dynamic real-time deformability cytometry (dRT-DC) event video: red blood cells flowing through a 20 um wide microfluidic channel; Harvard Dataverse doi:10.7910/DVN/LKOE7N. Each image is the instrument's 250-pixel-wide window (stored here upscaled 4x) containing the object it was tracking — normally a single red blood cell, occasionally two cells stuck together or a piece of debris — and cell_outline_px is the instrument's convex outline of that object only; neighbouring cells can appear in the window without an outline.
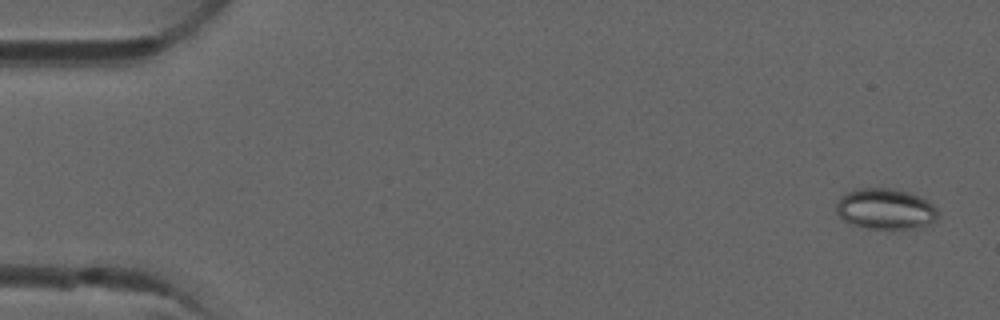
{"species": "common noctule bat (a hibernating species)", "species_latin": "Nyctalus noctula", "temperature_condition": "room temperature", "stored_images_in_passage": 5, "camera_frame_rate_fps": 3000, "um_per_image_px": 0.085, "animal": {"sex": "male", "forearm_length_mm": 52.5}, "frame": {"image": 1, "passage_image": 1, "time_ms": 0.0, "image_size_px": [1000, 320], "cell_outline_px": [[936, 220], [932, 224], [920, 228], [868, 228], [852, 224], [844, 220], [836, 212], [836, 204], [840, 196], [856, 188], [888, 188], [908, 192], [920, 196], [928, 200], [936, 208]], "centroid_in_image_um": [75.27, 17.75], "position_along_channel_um": 9.7, "area_um2": 24.16}}